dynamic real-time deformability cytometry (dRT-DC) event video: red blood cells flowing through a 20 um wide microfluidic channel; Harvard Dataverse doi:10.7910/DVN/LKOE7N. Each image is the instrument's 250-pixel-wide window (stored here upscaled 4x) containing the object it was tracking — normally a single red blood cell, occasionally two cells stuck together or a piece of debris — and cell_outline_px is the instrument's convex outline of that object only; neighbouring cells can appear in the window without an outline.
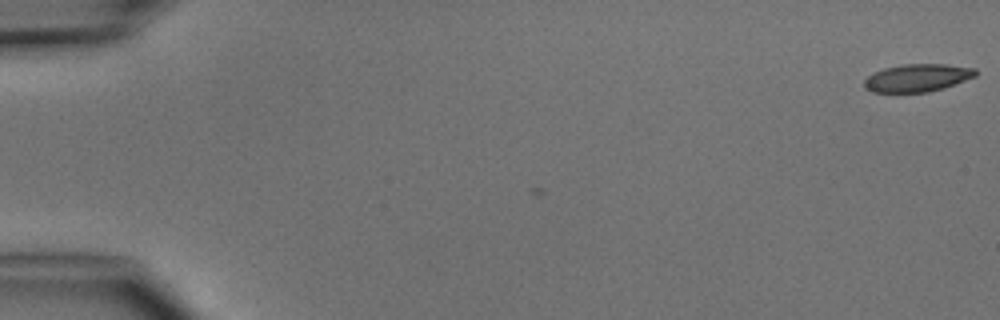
{"species": "common noctule bat (a hibernating species)", "species_latin": "Nyctalus noctula", "temperature_condition": "cold", "stored_images_in_passage": 2, "camera_frame_rate_fps": 3000, "um_per_image_px": 0.085, "animal": {"sex": "male", "body_mass_g": 15.6}, "frame": {"image": 1, "passage_image": 2, "time_ms": 1.0, "image_size_px": [1000, 320], "cell_outline_px": [[976, 76], [944, 88], [928, 92], [872, 92], [864, 88], [864, 80], [872, 72], [884, 68], [904, 64], [948, 64], [976, 68]], "centroid_in_image_um": [77.97, 6.61], "position_along_channel_um": 7.0, "area_um2": 18.09}}